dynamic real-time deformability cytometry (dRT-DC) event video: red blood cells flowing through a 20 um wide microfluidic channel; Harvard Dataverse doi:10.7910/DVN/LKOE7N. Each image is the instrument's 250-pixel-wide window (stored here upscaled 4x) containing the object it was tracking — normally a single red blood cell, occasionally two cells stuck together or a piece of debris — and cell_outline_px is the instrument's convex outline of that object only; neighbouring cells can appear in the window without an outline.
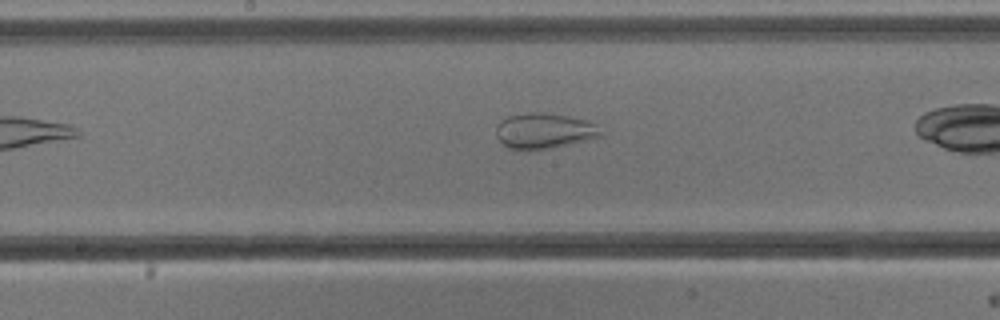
{"species": "common noctule bat (a hibernating species)", "species_latin": "Nyctalus noctula", "temperature_condition": "cold", "stored_images_in_passage": 8, "camera_frame_rate_fps": 3000, "um_per_image_px": 0.085, "animal": {"sex": "male", "body_mass_g": 13.3}, "frame": {"image": 1, "passage_image": 6, "time_ms": 6.0, "image_size_px": [1000, 320], "cell_outline_px": [[604, 132], [600, 136], [548, 148], [508, 148], [496, 136], [496, 128], [508, 116], [532, 112], [540, 112], [568, 116], [588, 120], [596, 124]], "centroid_in_image_um": [46.29, 11.09], "position_along_channel_um": 201.9, "area_um2": 20.92}}